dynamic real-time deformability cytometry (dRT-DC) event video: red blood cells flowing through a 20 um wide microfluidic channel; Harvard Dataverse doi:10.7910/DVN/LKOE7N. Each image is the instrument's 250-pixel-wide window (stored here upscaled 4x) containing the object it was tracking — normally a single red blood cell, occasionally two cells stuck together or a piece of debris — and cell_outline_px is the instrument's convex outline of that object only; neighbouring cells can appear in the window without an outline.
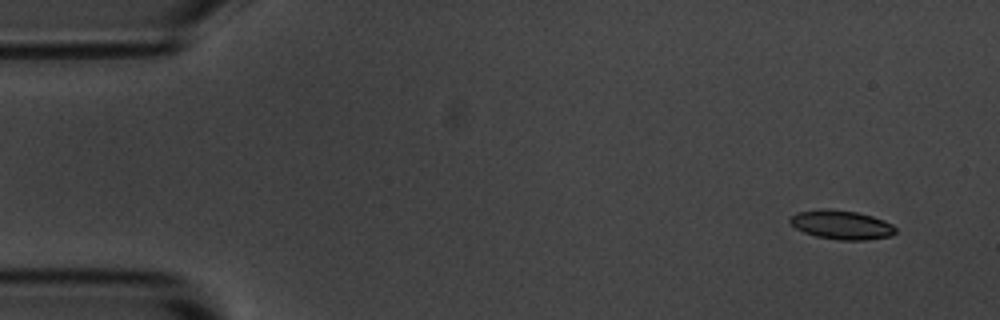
{"species": "common noctule bat (a hibernating species)", "species_latin": "Nyctalus noctula", "temperature_condition": "room temperature", "stored_images_in_passage": 4, "camera_frame_rate_fps": 3000, "um_per_image_px": 0.085, "animal": {"sex": "male", "body_mass_g": 20.1, "forearm_length_mm": 53.5}, "frame": {"image": 1, "passage_image": 1, "time_ms": 0.0, "image_size_px": [1000, 320], "cell_outline_px": [[896, 232], [892, 236], [864, 240], [840, 240], [816, 236], [804, 232], [796, 228], [788, 220], [796, 212], [824, 208], [828, 208], [856, 212], [872, 216], [884, 220], [892, 224], [896, 228]], "centroid_in_image_um": [71.54, 19.1], "position_along_channel_um": 13.5, "area_um2": 17.86}}